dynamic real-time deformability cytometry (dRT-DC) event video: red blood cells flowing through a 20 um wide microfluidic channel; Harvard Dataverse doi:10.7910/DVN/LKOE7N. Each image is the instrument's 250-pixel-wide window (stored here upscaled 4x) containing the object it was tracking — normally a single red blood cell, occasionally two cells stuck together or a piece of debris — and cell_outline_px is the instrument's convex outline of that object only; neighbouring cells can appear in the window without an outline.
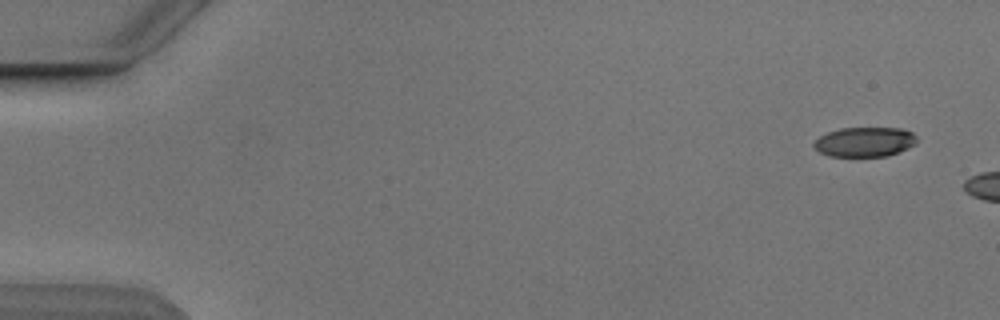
{"species": "Egyptian fruit bat (a non-hibernating species)", "species_latin": "Rousettus aegyptiacus", "temperature_condition": "cold", "stored_images_in_passage": 6, "camera_frame_rate_fps": 3000, "um_per_image_px": 0.085, "animal": {"sex": "male"}, "frame": {"image": 1, "passage_image": 1, "time_ms": 0.0, "image_size_px": [1000, 320], "cell_outline_px": [[916, 144], [908, 148], [888, 156], [828, 156], [820, 152], [812, 144], [820, 136], [828, 132], [840, 128], [900, 128], [912, 132], [916, 136]], "centroid_in_image_um": [73.51, 12.06], "position_along_channel_um": 11.5, "area_um2": 17.74}}
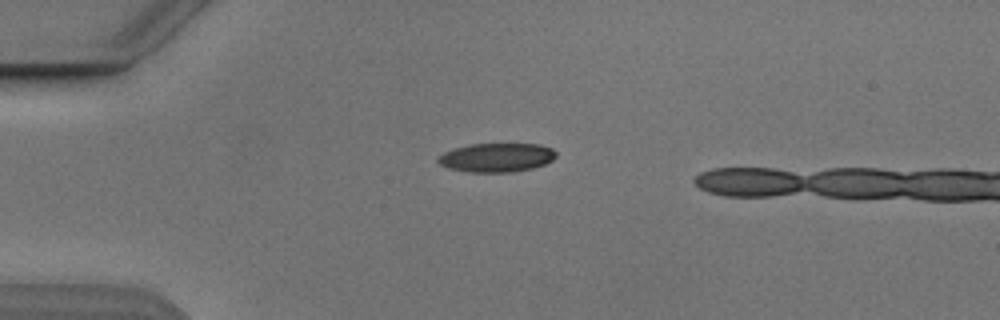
{"frame": {"image": 2, "passage_image": 4, "time_ms": 3.667, "image_size_px": [1000, 320], "cell_outline_px": [[556, 156], [552, 160], [544, 164], [532, 168], [512, 172], [468, 172], [448, 168], [440, 164], [436, 160], [444, 152], [452, 148], [468, 144], [540, 144], [552, 148], [556, 152]], "centroid_in_image_um": [42.2, 13.38], "position_along_channel_um": 42.8, "area_um2": 19.94}}